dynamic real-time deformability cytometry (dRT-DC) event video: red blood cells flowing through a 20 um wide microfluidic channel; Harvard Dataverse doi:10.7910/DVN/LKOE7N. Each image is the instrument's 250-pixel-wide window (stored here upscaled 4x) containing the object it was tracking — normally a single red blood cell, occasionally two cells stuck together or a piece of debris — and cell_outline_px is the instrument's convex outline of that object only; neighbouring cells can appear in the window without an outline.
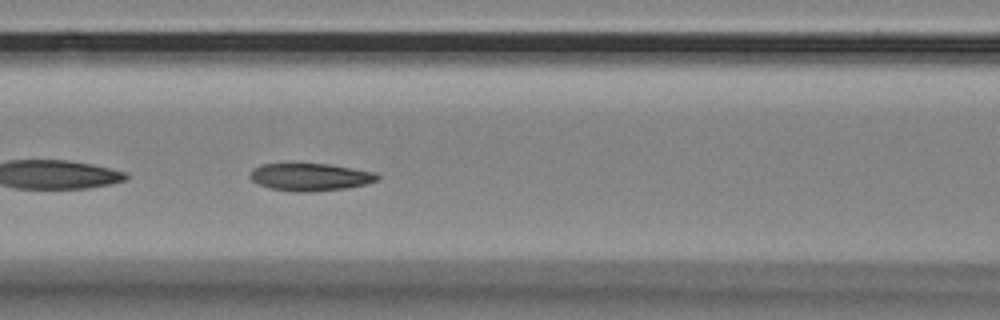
{"species": "Egyptian fruit bat (a non-hibernating species)", "species_latin": "Rousettus aegyptiacus", "temperature_condition": "room temperature", "stored_images_in_passage": 41, "camera_frame_rate_fps": 3000, "um_per_image_px": 0.085, "animal": {"sex": "female"}, "frame": {"image": 1, "passage_image": 7, "time_ms": 2.0, "image_size_px": [1000, 320], "cell_outline_px": [[380, 176], [376, 180], [364, 184], [348, 188], [312, 192], [292, 192], [272, 188], [260, 184], [252, 180], [248, 176], [252, 168], [260, 164], [328, 164], [376, 172]], "centroid_in_image_um": [26.35, 15.05], "position_along_channel_um": 140.2, "area_um2": 20.4}}
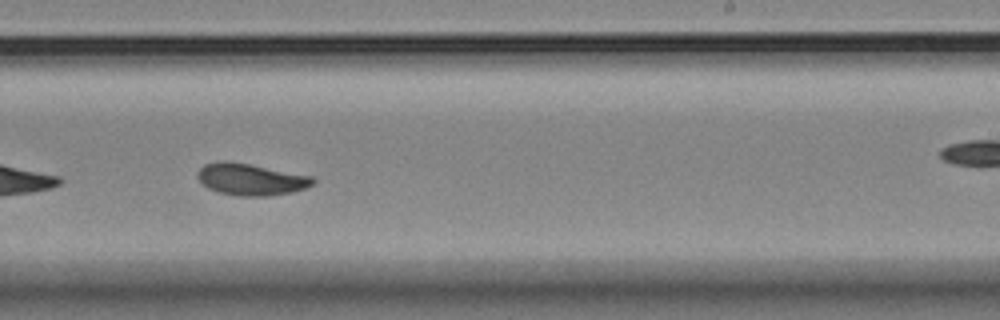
{"frame": {"image": 2, "passage_image": 18, "time_ms": 5.667, "image_size_px": [1000, 320], "cell_outline_px": [[316, 180], [312, 184], [304, 188], [292, 192], [268, 196], [240, 196], [220, 192], [208, 188], [196, 176], [196, 172], [204, 164], [216, 160], [228, 160], [312, 176]], "centroid_in_image_um": [21.28, 15.23], "position_along_channel_um": 267.7, "area_um2": 21.33}, "authors_computed_cell_mechanics": {"area_um2": 21.0392, "velocity_mm_per_s": 3.4899, "shape_relaxation_time_tau1_ms": 3.979, "shape_relaxation_time_tau2_ms": 1.8541, "deformation_change_tau1": 0.1253, "deformation_change_tau2": 0.0671}}